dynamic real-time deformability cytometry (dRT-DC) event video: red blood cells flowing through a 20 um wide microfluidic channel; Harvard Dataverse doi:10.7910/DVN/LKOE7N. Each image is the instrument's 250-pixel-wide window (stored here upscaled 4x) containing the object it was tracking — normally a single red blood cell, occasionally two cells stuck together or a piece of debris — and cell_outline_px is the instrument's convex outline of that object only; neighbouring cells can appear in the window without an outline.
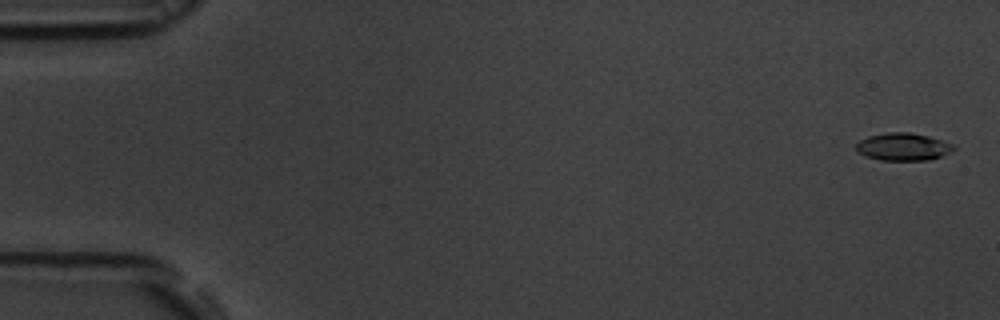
{"species": "common noctule bat (a hibernating species)", "species_latin": "Nyctalus noctula", "temperature_condition": "room temperature", "stored_images_in_passage": 56, "camera_frame_rate_fps": 3000, "um_per_image_px": 0.085, "animal": {"sex": "male", "body_mass_g": 19.5, "forearm_length_mm": 54.6}, "frame": {"image": 1, "passage_image": 2, "time_ms": 0.333, "image_size_px": [1000, 320], "cell_outline_px": [[956, 148], [952, 152], [928, 160], [880, 160], [864, 156], [856, 152], [856, 144], [860, 140], [868, 136], [888, 132], [908, 132], [928, 136], [952, 144]], "centroid_in_image_um": [76.73, 12.48], "position_along_channel_um": 8.3, "area_um2": 15.66}}
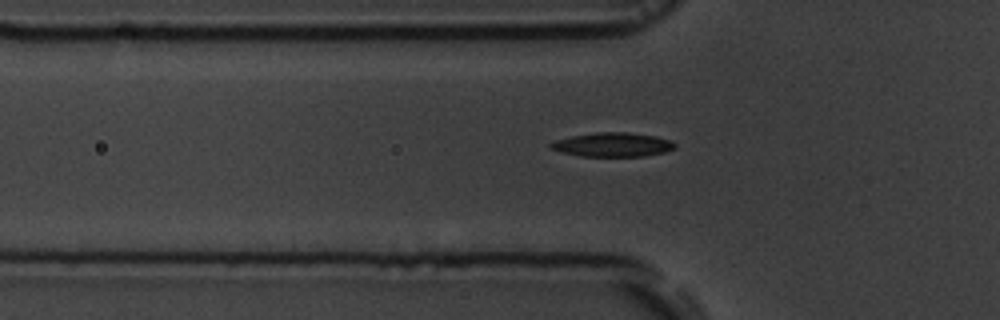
{"frame": {"image": 2, "passage_image": 19, "time_ms": 6.0, "image_size_px": [1000, 320], "cell_outline_px": [[676, 148], [664, 152], [644, 156], [580, 156], [560, 152], [548, 148], [548, 144], [552, 140], [572, 136], [596, 132], [628, 132], [656, 136], [672, 140], [676, 144]], "centroid_in_image_um": [52.04, 12.29], "position_along_channel_um": 73.8, "area_um2": 17.69}}
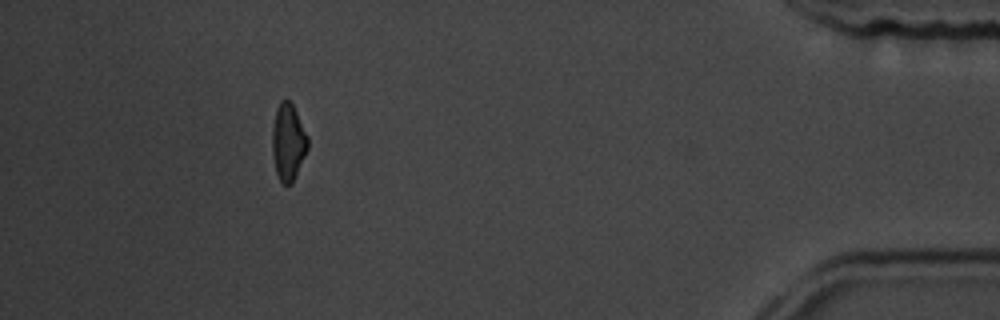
{"frame": {"image": 3, "passage_image": 51, "time_ms": 16.667, "image_size_px": [1000, 320], "cell_outline_px": [[308, 148], [292, 184], [280, 184], [276, 172], [272, 152], [272, 128], [276, 108], [280, 100], [288, 100], [292, 104], [308, 136]], "centroid_in_image_um": [24.48, 12.09], "position_along_channel_um": 410.7, "area_um2": 15.95}, "authors_computed_cell_mechanics": {"area_um2": 16.4152, "velocity_mm_per_s": 3.7074, "shape_relaxation_time_tau1_ms": 3.4457, "shape_relaxation_time_tau2_ms": null, "deformation_change_tau1": 0.156, "deformation_change_tau2": null}}